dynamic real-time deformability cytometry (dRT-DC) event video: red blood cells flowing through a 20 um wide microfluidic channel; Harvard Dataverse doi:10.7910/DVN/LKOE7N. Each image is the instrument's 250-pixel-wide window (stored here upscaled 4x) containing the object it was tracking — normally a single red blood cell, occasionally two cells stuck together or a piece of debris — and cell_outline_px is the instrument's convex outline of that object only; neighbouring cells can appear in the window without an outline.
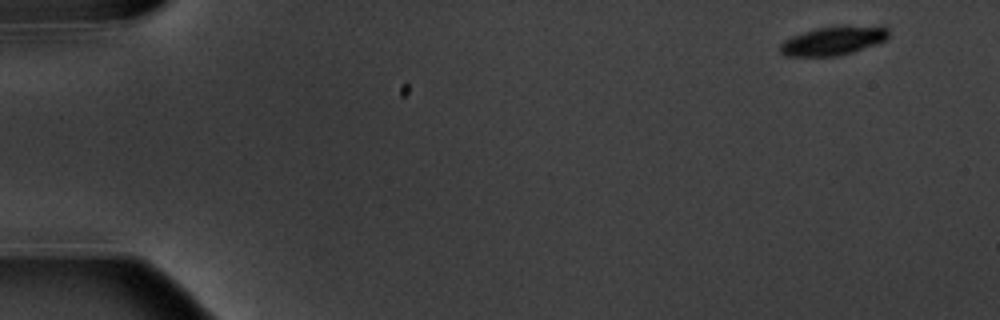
{"species": "common noctule bat (a hibernating species)", "species_latin": "Nyctalus noctula", "temperature_condition": "warm", "stored_images_in_passage": 4, "camera_frame_rate_fps": 3000, "um_per_image_px": 0.085, "animal": {"sex": "male", "body_mass_g": 20.1, "forearm_length_mm": 53.5}, "frame": {"image": 1, "passage_image": 1, "time_ms": 0.0, "image_size_px": [1000, 320], "cell_outline_px": [[888, 36], [884, 40], [852, 52], [836, 56], [788, 56], [780, 52], [780, 44], [784, 40], [792, 36], [804, 32], [820, 28], [880, 24], [884, 24], [888, 28]], "centroid_in_image_um": [70.86, 3.45], "position_along_channel_um": 14.1, "area_um2": 17.98}}
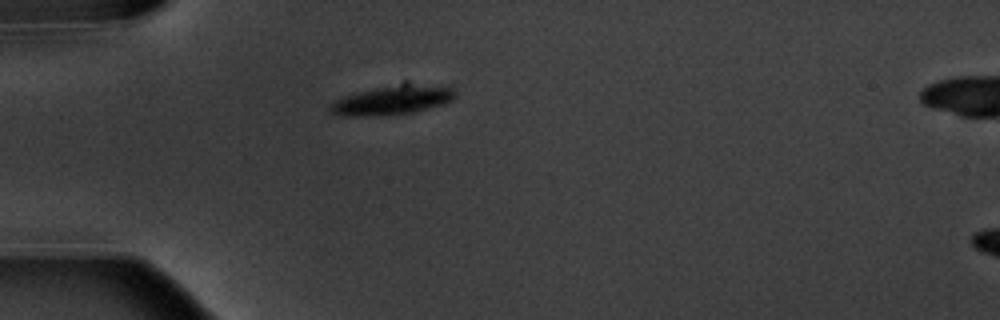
{"frame": {"image": 2, "passage_image": 4, "time_ms": 4.333, "image_size_px": [1000, 320], "cell_outline_px": [[456, 96], [452, 100], [444, 104], [412, 112], [364, 116], [340, 116], [332, 112], [328, 108], [328, 104], [344, 96], [356, 92], [404, 80], [408, 80], [448, 84], [456, 92]], "centroid_in_image_um": [33.46, 8.41], "position_along_channel_um": 51.5, "area_um2": 22.48}}